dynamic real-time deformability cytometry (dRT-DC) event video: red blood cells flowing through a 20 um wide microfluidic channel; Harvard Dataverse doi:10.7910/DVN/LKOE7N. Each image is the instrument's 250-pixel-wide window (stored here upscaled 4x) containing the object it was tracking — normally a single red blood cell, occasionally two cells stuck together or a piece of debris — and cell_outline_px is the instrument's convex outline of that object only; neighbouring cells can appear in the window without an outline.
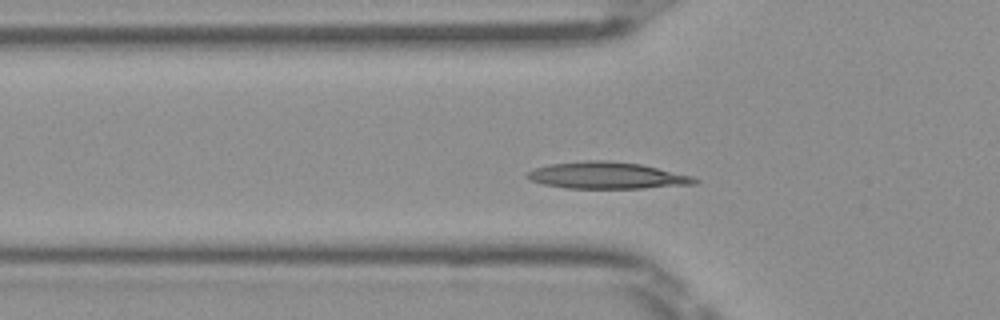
{"species": "Egyptian fruit bat (a non-hibernating species)", "species_latin": "Rousettus aegyptiacus", "temperature_condition": "room temperature", "stored_images_in_passage": 46, "segment_of_instrument_passage": [1, 2], "camera_frame_rate_fps": 3000, "um_per_image_px": 0.085, "frame": {"image": 1, "passage_image": 11, "time_ms": 3.333, "image_size_px": [1000, 320], "cell_outline_px": [[700, 180], [696, 184], [644, 188], [564, 188], [544, 184], [532, 180], [524, 176], [528, 172], [536, 168], [552, 164], [584, 160], [608, 160], [640, 164], [692, 176]], "centroid_in_image_um": [51.61, 14.91], "position_along_channel_um": 74.2, "area_um2": 25.89}}
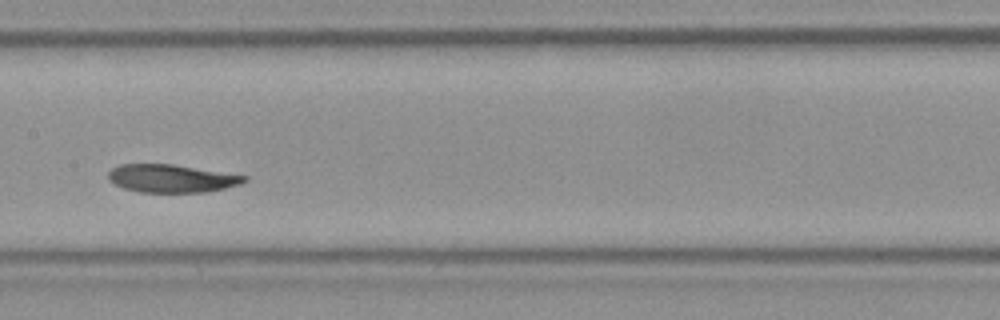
{"frame": {"image": 2, "passage_image": 20, "time_ms": 6.333, "image_size_px": [1000, 320], "cell_outline_px": [[248, 180], [240, 184], [208, 192], [140, 192], [124, 188], [108, 180], [108, 172], [112, 168], [120, 164], [172, 164], [248, 176]], "centroid_in_image_um": [14.58, 15.16], "position_along_channel_um": 192.8, "area_um2": 22.08}}
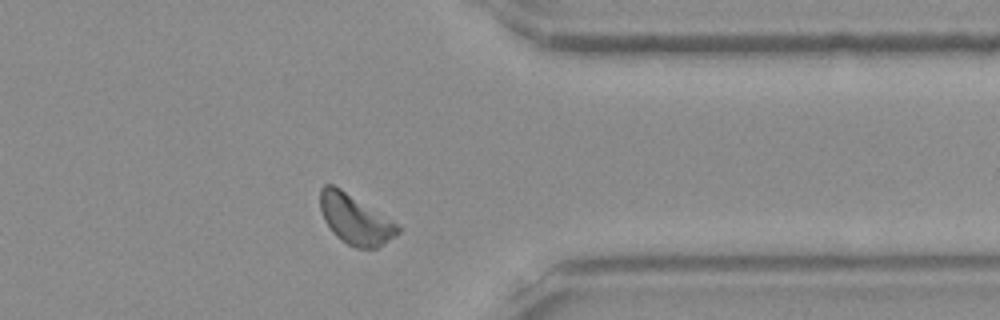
{"frame": {"image": 3, "passage_image": 35, "time_ms": 11.333, "image_size_px": [1000, 320], "cell_outline_px": [[400, 232], [396, 236], [376, 248], [356, 248], [348, 244], [336, 236], [332, 232], [324, 220], [320, 208], [320, 188], [324, 184], [332, 184], [340, 188], [392, 220], [400, 228]], "centroid_in_image_um": [30.17, 18.64], "position_along_channel_um": 381.2, "area_um2": 22.25}}